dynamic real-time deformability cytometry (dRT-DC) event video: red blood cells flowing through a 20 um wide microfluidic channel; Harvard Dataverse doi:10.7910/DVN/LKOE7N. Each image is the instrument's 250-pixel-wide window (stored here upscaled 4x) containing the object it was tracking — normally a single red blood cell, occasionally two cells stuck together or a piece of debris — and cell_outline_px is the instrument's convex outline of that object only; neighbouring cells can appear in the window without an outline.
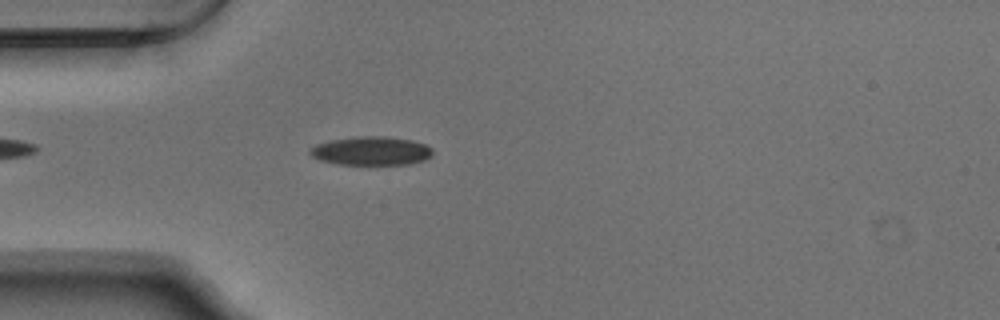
{"species": "Egyptian fruit bat (a non-hibernating species)", "species_latin": "Rousettus aegyptiacus", "temperature_condition": "warm", "stored_images_in_passage": 44, "camera_frame_rate_fps": 3000, "um_per_image_px": 0.085, "animal": {"sex": "male"}, "frame": {"image": 1, "passage_image": 6, "time_ms": 1.667, "image_size_px": [1000, 320], "cell_outline_px": [[432, 156], [424, 160], [408, 164], [336, 164], [320, 160], [312, 156], [308, 152], [308, 148], [316, 144], [332, 140], [356, 136], [388, 136], [412, 140], [424, 144], [432, 148]], "centroid_in_image_um": [31.54, 12.82], "position_along_channel_um": 53.5, "area_um2": 20.58}}
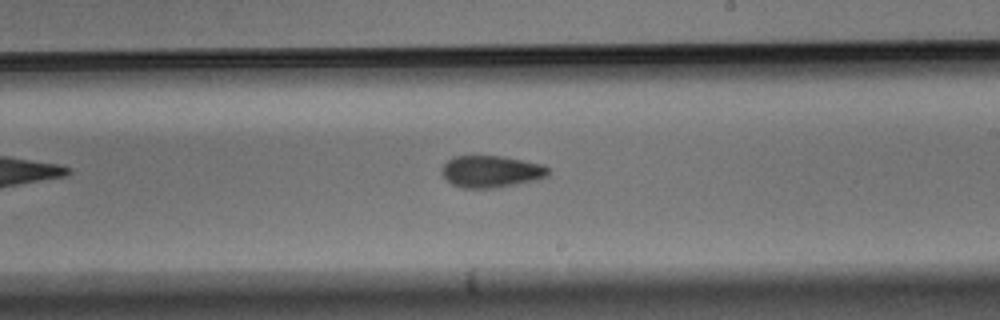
{"frame": {"image": 2, "passage_image": 22, "time_ms": 7.0, "image_size_px": [1000, 320], "cell_outline_px": [[548, 176], [536, 180], [500, 188], [464, 188], [452, 184], [440, 172], [444, 164], [448, 160], [456, 156], [500, 156], [544, 164], [548, 168]], "centroid_in_image_um": [41.77, 14.59], "position_along_channel_um": 247.2, "area_um2": 19.83}}
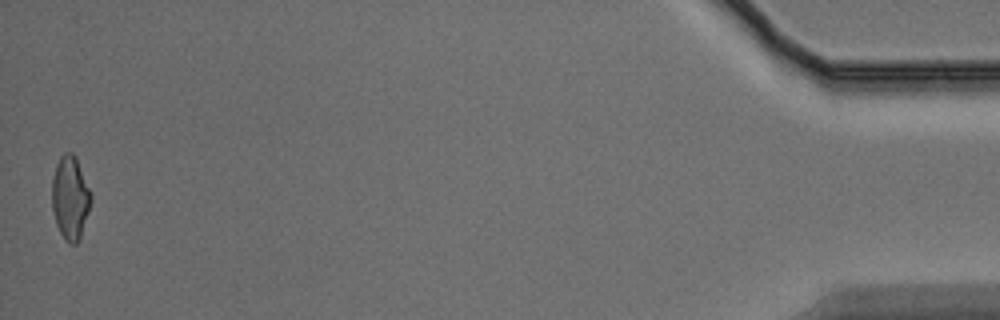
{"frame": {"image": 3, "passage_image": 44, "time_ms": 14.333, "image_size_px": [1000, 320], "cell_outline_px": [[92, 200], [80, 240], [76, 244], [68, 244], [64, 240], [56, 224], [52, 208], [52, 180], [56, 164], [60, 156], [64, 152], [72, 152], [76, 156], [92, 192]], "centroid_in_image_um": [5.99, 16.81], "position_along_channel_um": 429.2, "area_um2": 19.42}, "authors_computed_cell_mechanics": {"area_um2": 19.7387, "velocity_mm_per_s": 3.7569, "shape_relaxation_time_tau1_ms": 6.4862, "shape_relaxation_time_tau2_ms": 3.6962, "deformation_change_tau1": 0.1426, "deformation_change_tau2": 0.104}}